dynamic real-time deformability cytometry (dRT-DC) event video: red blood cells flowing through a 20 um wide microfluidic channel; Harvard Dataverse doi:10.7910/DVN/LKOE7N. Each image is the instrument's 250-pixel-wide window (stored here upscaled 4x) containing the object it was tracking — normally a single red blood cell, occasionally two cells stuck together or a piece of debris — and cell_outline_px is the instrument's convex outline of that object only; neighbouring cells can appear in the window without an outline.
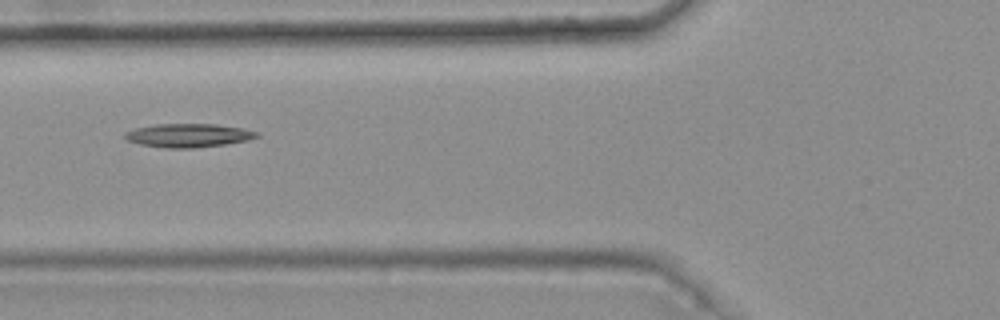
{"species": "common noctule bat (a hibernating species)", "species_latin": "Nyctalus noctula", "temperature_condition": "warm", "stored_images_in_passage": 9, "camera_frame_rate_fps": 3000, "um_per_image_px": 0.085, "animal": {"sex": "female", "body_mass_g": 25.1}, "frame": {"image": 1, "passage_image": 6, "time_ms": 1.667, "image_size_px": [1000, 320], "cell_outline_px": [[260, 136], [248, 140], [224, 144], [196, 148], [164, 148], [140, 144], [128, 140], [124, 136], [124, 132], [136, 128], [156, 124], [216, 124], [244, 128], [260, 132]], "centroid_in_image_um": [16.05, 11.51], "position_along_channel_um": 109.8, "area_um2": 18.21}}
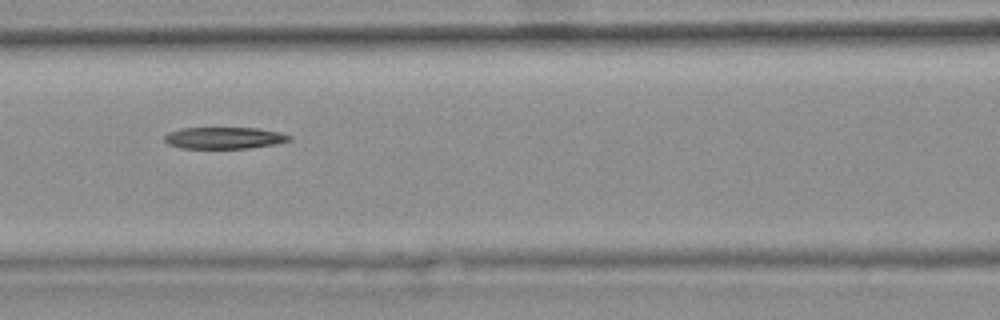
{"frame": {"image": 2, "passage_image": 7, "time_ms": 2.0, "image_size_px": [1000, 320], "cell_outline_px": [[292, 140], [276, 144], [248, 148], [180, 148], [168, 144], [164, 140], [164, 136], [168, 132], [180, 128], [256, 128], [280, 132], [292, 136]], "centroid_in_image_um": [19.06, 11.72], "position_along_channel_um": 147.5, "area_um2": 15.84}}